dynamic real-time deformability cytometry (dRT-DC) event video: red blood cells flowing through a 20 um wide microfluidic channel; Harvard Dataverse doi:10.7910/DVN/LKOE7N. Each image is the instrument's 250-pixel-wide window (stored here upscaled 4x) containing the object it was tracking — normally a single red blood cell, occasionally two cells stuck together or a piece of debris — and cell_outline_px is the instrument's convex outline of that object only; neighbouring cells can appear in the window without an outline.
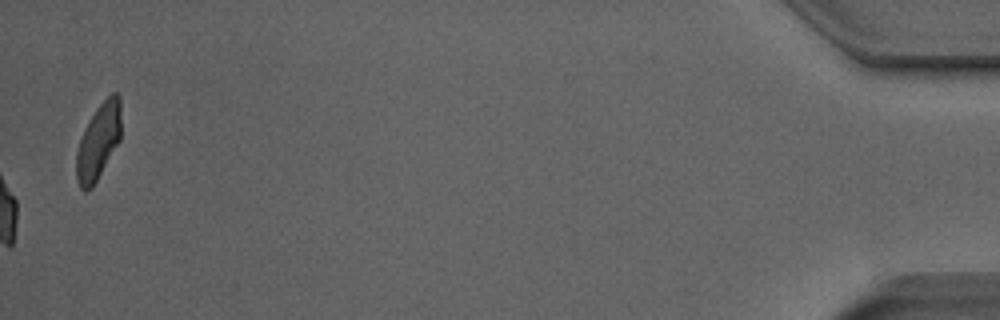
{"species": "Egyptian fruit bat (a non-hibernating species)", "species_latin": "Rousettus aegyptiacus", "temperature_condition": "room temperature", "stored_images_in_passage": 52, "camera_frame_rate_fps": 3000, "um_per_image_px": 0.085, "animal": {"sex": "male"}, "frame": {"image": 1, "passage_image": 52, "time_ms": 17.0, "image_size_px": [1000, 320], "cell_outline_px": [[120, 140], [92, 188], [84, 192], [80, 188], [76, 180], [76, 152], [84, 128], [96, 108], [112, 92], [116, 92], [120, 96]], "centroid_in_image_um": [8.35, 12.04], "position_along_channel_um": 426.8, "area_um2": 19.71}, "authors_computed_cell_mechanics": {"area_um2": 19.3341, "velocity_mm_per_s": 3.9387, "shape_relaxation_time_tau1_ms": 4.7943, "shape_relaxation_time_tau2_ms": 1.3734, "deformation_change_tau1": 0.152, "deformation_change_tau2": 0.0602}}